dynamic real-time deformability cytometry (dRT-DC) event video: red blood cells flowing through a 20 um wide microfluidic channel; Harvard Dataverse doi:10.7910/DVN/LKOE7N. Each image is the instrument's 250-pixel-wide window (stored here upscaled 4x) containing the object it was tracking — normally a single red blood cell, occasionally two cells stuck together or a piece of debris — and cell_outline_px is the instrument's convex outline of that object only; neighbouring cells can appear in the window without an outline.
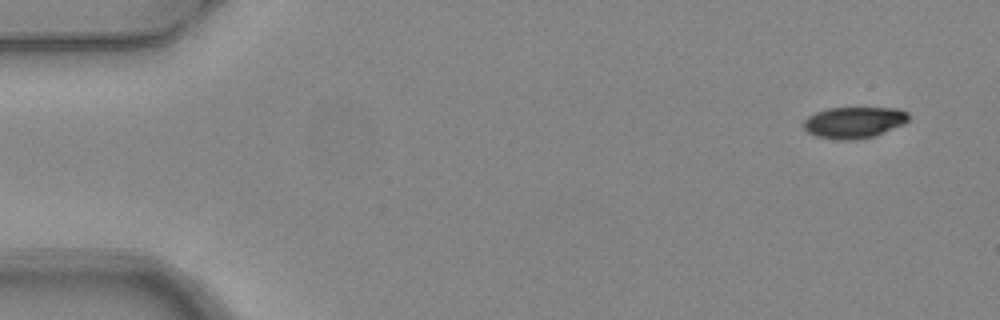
{"species": "common noctule bat (a hibernating species)", "species_latin": "Nyctalus noctula", "temperature_condition": "warm", "stored_images_in_passage": 5, "camera_frame_rate_fps": 3000, "um_per_image_px": 0.085, "animal": {"sex": "female", "body_mass_g": 24.6, "forearm_length_mm": 56.2}, "frame": {"image": 1, "passage_image": 1, "time_ms": 0.0, "image_size_px": [1000, 320], "cell_outline_px": [[908, 120], [904, 124], [876, 136], [852, 140], [840, 140], [816, 136], [808, 132], [804, 128], [804, 120], [808, 116], [816, 112], [828, 108], [900, 108], [908, 112]], "centroid_in_image_um": [72.61, 10.4], "position_along_channel_um": 12.4, "area_um2": 19.25}}
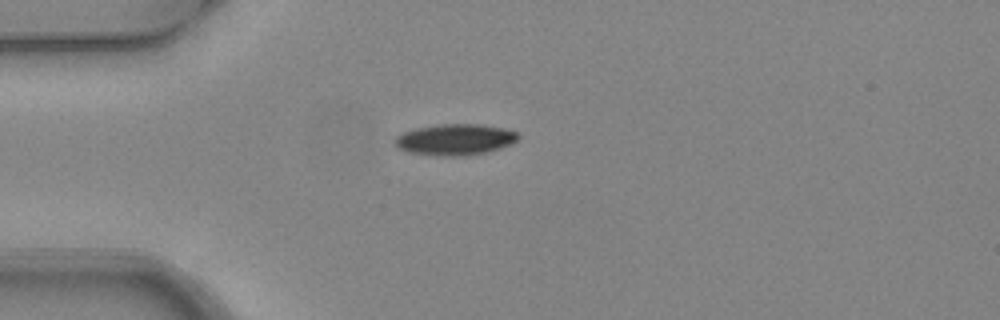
{"frame": {"image": 2, "passage_image": 4, "time_ms": 1.0, "image_size_px": [1000, 320], "cell_outline_px": [[520, 136], [516, 140], [500, 148], [488, 152], [464, 156], [444, 156], [408, 152], [396, 148], [392, 144], [396, 136], [404, 132], [416, 128], [440, 124], [480, 124], [504, 128], [516, 132]], "centroid_in_image_um": [38.64, 11.86], "position_along_channel_um": 46.4, "area_um2": 22.43}}